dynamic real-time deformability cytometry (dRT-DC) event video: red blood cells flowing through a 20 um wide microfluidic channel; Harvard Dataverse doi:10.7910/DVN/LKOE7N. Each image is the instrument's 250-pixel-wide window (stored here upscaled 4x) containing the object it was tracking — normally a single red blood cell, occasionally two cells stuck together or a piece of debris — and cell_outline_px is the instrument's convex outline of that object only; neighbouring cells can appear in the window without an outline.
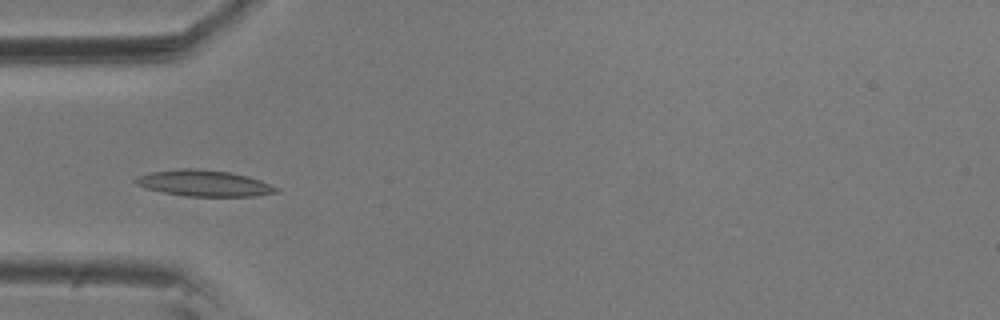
{"species": "common noctule bat (a hibernating species)", "species_latin": "Nyctalus noctula", "temperature_condition": "room temperature", "stored_images_in_passage": 6, "camera_frame_rate_fps": 3000, "um_per_image_px": 0.085, "animal": {"sex": "male", "body_mass_g": 20.5, "forearm_length_mm": 52.5}, "frame": {"image": 1, "passage_image": 6, "time_ms": 1.667, "image_size_px": [1000, 320], "cell_outline_px": [[280, 192], [256, 196], [184, 196], [164, 192], [148, 188], [136, 184], [132, 180], [136, 176], [148, 172], [176, 168], [196, 168], [228, 172], [248, 176], [260, 180], [280, 188]], "centroid_in_image_um": [17.34, 15.56], "position_along_channel_um": 67.7, "area_um2": 21.62}}